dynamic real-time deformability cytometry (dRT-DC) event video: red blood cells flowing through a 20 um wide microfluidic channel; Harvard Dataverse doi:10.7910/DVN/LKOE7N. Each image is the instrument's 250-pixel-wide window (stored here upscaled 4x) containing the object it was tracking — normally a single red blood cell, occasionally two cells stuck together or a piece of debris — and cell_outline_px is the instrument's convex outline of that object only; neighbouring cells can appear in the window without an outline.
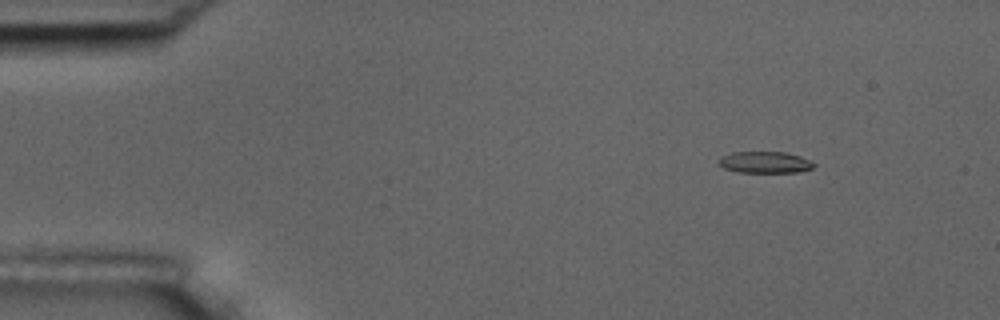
{"species": "common noctule bat (a hibernating species)", "species_latin": "Nyctalus noctula", "temperature_condition": "room temperature", "stored_images_in_passage": 50, "camera_frame_rate_fps": 3000, "um_per_image_px": 0.085, "animal": {"sex": "male", "body_mass_g": 17.5, "forearm_length_mm": 52.3}, "frame": {"image": 1, "passage_image": 1, "time_ms": 0.0, "image_size_px": [1000, 320], "cell_outline_px": [[816, 164], [812, 168], [800, 172], [740, 172], [724, 168], [720, 164], [720, 156], [732, 152], [784, 152], [800, 156]], "centroid_in_image_um": [65.03, 13.79], "position_along_channel_um": 20.0, "area_um2": 11.79}}
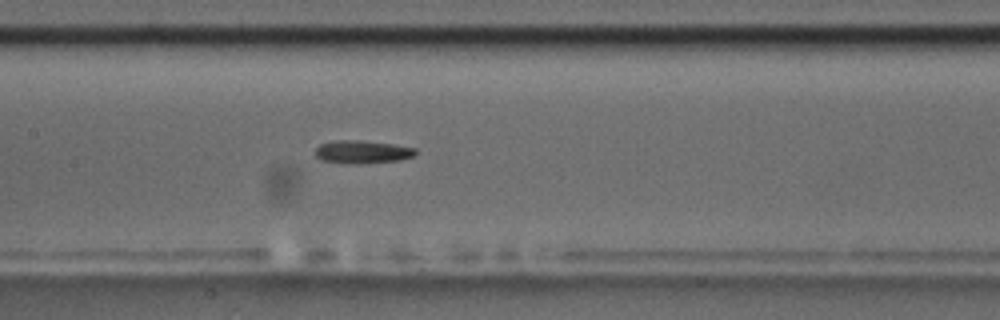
{"frame": {"image": 2, "passage_image": 21, "time_ms": 6.667, "image_size_px": [1000, 320], "cell_outline_px": [[416, 152], [412, 156], [400, 160], [360, 164], [320, 160], [316, 156], [316, 148], [320, 144], [336, 140], [360, 140], [392, 144], [416, 148]], "centroid_in_image_um": [30.79, 12.91], "position_along_channel_um": 176.6, "area_um2": 13.29}}
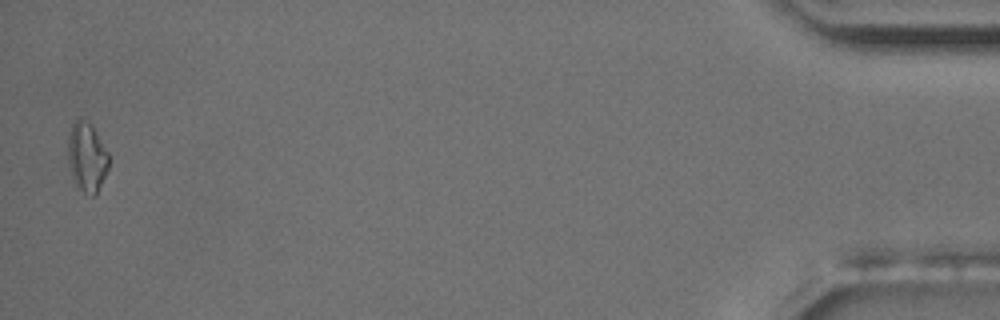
{"frame": {"image": 3, "passage_image": 49, "time_ms": 16.0, "image_size_px": [1000, 320], "cell_outline_px": [[108, 168], [96, 196], [92, 196], [84, 192], [76, 184], [72, 176], [68, 160], [68, 136], [72, 124], [80, 116], [92, 124], [108, 152]], "centroid_in_image_um": [7.39, 13.32], "position_along_channel_um": 427.8, "area_um2": 16.53}, "authors_computed_cell_mechanics": {"area_um2": 13.1784, "velocity_mm_per_s": 3.661, "shape_relaxation_time_tau1_ms": 5.4258, "shape_relaxation_time_tau2_ms": null, "deformation_change_tau1": 0.1925, "deformation_change_tau2": null}}